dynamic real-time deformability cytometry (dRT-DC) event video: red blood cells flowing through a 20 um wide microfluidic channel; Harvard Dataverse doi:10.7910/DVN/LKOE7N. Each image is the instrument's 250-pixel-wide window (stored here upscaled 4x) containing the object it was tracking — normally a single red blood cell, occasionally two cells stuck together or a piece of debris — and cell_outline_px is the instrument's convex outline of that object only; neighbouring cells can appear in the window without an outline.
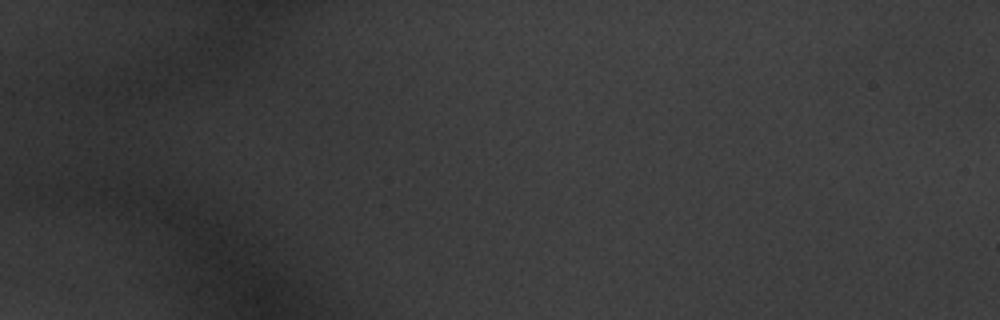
{"species": "common noctule bat (a hibernating species)", "species_latin": "Nyctalus noctula", "temperature_condition": "warm", "stored_images_in_passage": 4, "camera_frame_rate_fps": 3000, "um_per_image_px": 0.085, "animal": {"sex": "male", "body_mass_g": 20.1, "forearm_length_mm": 53.5}, "frame": {"image": 1, "passage_image": 1, "time_ms": 0.0, "image_size_px": [1000, 320], "cell_outline_px": [[220, 208], [216, 224], [168, 208], [140, 188], [136, 184], [144, 180], [176, 188]], "centroid_in_image_um": [15.39, 17.11], "position_along_channel_um": 69.6, "area_um2": 10.58}}